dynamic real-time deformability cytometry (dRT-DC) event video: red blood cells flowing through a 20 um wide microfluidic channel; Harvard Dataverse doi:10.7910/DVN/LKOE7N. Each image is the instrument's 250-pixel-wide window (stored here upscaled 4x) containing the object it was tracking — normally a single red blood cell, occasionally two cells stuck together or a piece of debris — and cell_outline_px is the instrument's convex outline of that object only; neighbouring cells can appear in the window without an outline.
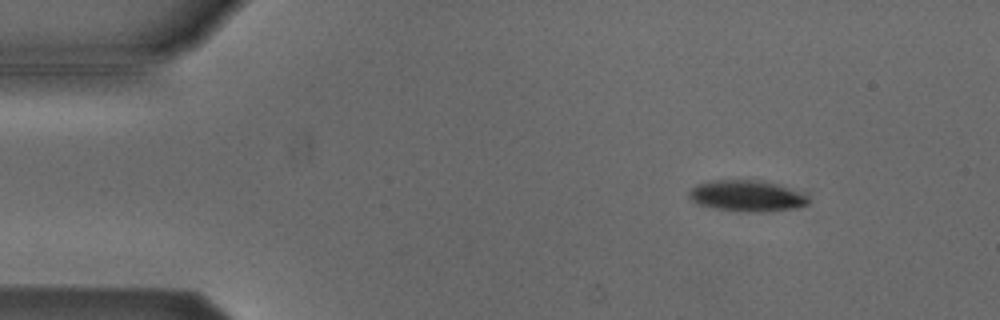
{"species": "Egyptian fruit bat (a non-hibernating species)", "species_latin": "Rousettus aegyptiacus", "temperature_condition": "cold", "stored_images_in_passage": 47, "camera_frame_rate_fps": 3000, "um_per_image_px": 0.085, "animal": {"sex": "male"}, "frame": {"image": 1, "passage_image": 6, "time_ms": 1.667, "image_size_px": [1000, 320], "cell_outline_px": [[808, 204], [792, 208], [748, 212], [716, 208], [696, 204], [688, 196], [688, 192], [696, 184], [708, 180], [764, 180], [780, 184], [804, 192], [808, 196]], "centroid_in_image_um": [63.47, 16.61], "position_along_channel_um": 21.5, "area_um2": 21.73}}
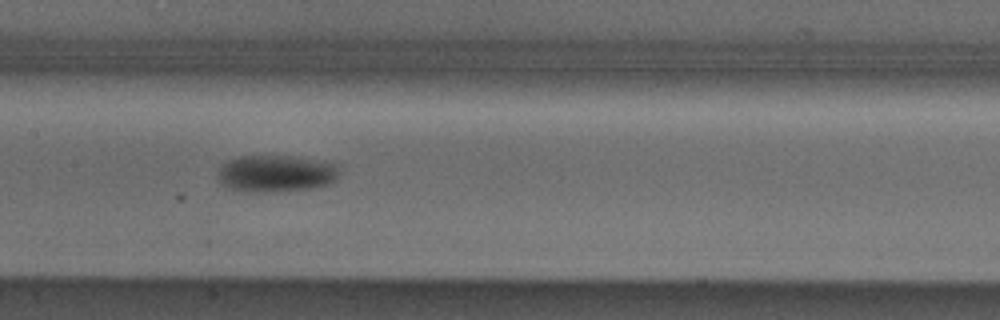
{"frame": {"image": 2, "passage_image": 25, "time_ms": 8.0, "image_size_px": [1000, 320], "cell_outline_px": [[340, 164], [336, 180], [328, 184], [316, 188], [264, 192], [248, 192], [228, 188], [220, 184], [216, 176], [220, 164], [236, 156], [296, 156], [324, 160]], "centroid_in_image_um": [23.45, 14.73], "position_along_channel_um": 183.9, "area_um2": 26.88}}
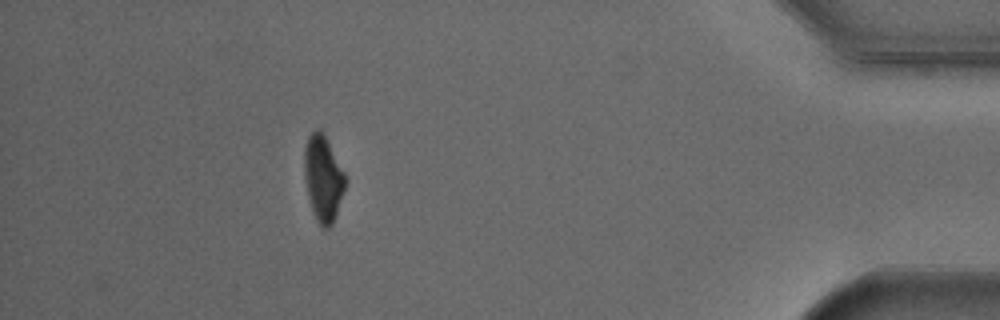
{"frame": {"image": 3, "passage_image": 47, "time_ms": 15.333, "image_size_px": [1000, 320], "cell_outline_px": [[344, 192], [332, 224], [328, 228], [324, 228], [316, 220], [312, 212], [308, 196], [304, 172], [304, 148], [308, 136], [316, 128], [320, 128], [344, 172]], "centroid_in_image_um": [27.43, 15.16], "position_along_channel_um": 407.8, "area_um2": 20.11}, "authors_computed_cell_mechanics": {"area_um2": 23.8714, "velocity_mm_per_s": 3.8246, "shape_relaxation_time_tau1_ms": 2.3014, "shape_relaxation_time_tau2_ms": null, "deformation_change_tau1": 0.0928, "deformation_change_tau2": null}}